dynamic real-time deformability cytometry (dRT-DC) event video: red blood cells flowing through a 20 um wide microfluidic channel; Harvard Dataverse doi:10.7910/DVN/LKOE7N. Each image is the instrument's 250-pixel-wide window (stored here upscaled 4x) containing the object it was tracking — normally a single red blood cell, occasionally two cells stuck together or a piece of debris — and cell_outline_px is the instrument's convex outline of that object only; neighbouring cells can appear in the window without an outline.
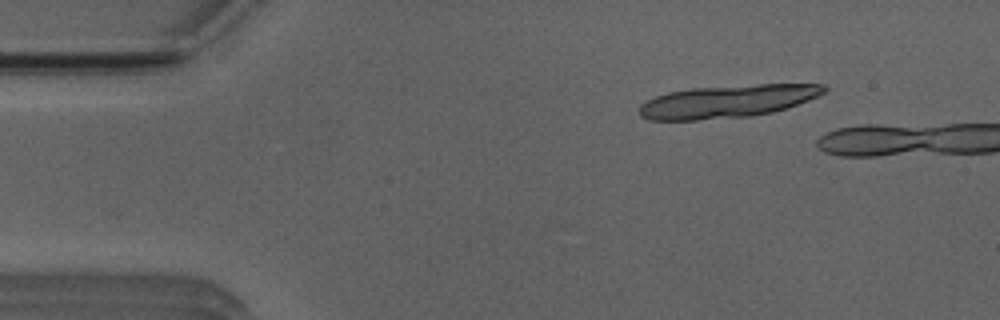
{"species": "Egyptian fruit bat (a non-hibernating species)", "species_latin": "Rousettus aegyptiacus", "temperature_condition": "room temperature", "stored_images_in_passage": 14, "camera_frame_rate_fps": 3000, "um_per_image_px": 0.085, "animal": {"sex": "male"}, "frame": {"image": 1, "passage_image": 3, "time_ms": 0.667, "image_size_px": [1000, 320], "cell_outline_px": [[828, 88], [824, 92], [808, 100], [772, 112], [748, 116], [696, 120], [648, 120], [640, 116], [640, 104], [656, 96], [668, 92], [692, 88], [760, 84], [824, 84]], "centroid_in_image_um": [61.8, 8.61], "position_along_channel_um": 23.2, "area_um2": 34.91}}